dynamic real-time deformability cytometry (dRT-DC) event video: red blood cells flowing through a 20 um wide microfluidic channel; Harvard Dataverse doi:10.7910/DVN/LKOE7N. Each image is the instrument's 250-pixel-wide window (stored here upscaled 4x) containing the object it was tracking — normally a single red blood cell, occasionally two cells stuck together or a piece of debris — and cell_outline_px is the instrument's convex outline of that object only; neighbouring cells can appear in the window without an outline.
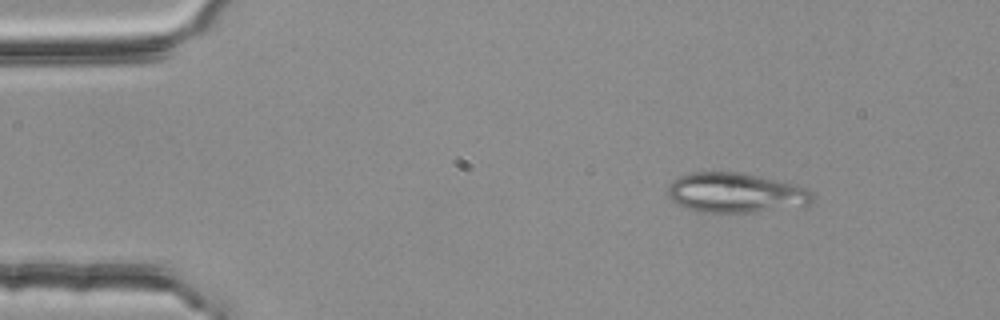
{"species": "common noctule bat (a hibernating species)", "species_latin": "Nyctalus noctula", "temperature_condition": "room temperature", "stored_images_in_passage": 3, "camera_frame_rate_fps": 3000, "um_per_image_px": 0.085, "animal": {"sex": "female", "body_mass_g": 25.1}, "frame": {"image": 1, "passage_image": 1, "time_ms": 0.0, "image_size_px": [1000, 320], "cell_outline_px": [[812, 200], [808, 204], [752, 212], [696, 212], [672, 200], [668, 196], [668, 184], [672, 180], [680, 176], [692, 172], [740, 172], [796, 184], [808, 188], [812, 192]], "centroid_in_image_um": [62.49, 16.37], "position_along_channel_um": 22.5, "area_um2": 33.29}}